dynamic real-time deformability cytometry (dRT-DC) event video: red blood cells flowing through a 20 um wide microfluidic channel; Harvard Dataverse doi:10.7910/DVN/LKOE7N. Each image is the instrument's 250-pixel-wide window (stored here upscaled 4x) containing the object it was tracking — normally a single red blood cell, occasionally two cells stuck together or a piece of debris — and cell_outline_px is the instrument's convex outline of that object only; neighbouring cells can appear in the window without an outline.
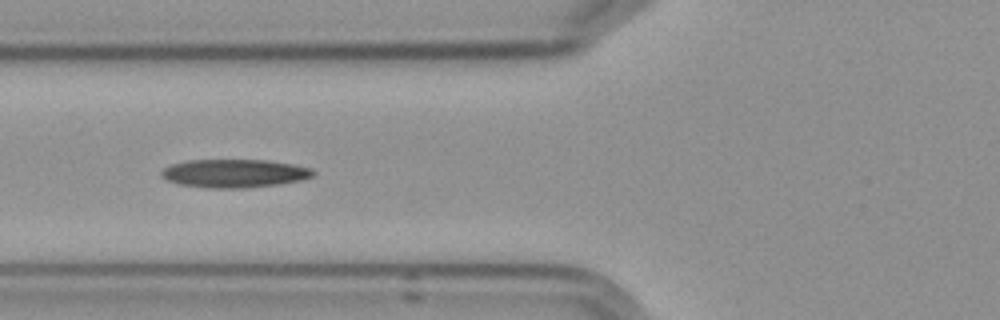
{"species": "Egyptian fruit bat (a non-hibernating species)", "species_latin": "Rousettus aegyptiacus", "temperature_condition": "cold", "stored_images_in_passage": 14, "camera_frame_rate_fps": 3000, "um_per_image_px": 0.085, "frame": {"image": 1, "passage_image": 5, "time_ms": 5.667, "image_size_px": [1000, 320], "cell_outline_px": [[316, 172], [312, 176], [300, 180], [280, 184], [244, 188], [204, 188], [180, 184], [168, 180], [160, 176], [160, 172], [164, 168], [172, 164], [188, 160], [264, 160], [292, 164], [312, 168]], "centroid_in_image_um": [19.91, 14.74], "position_along_channel_um": 105.9, "area_um2": 25.03}}
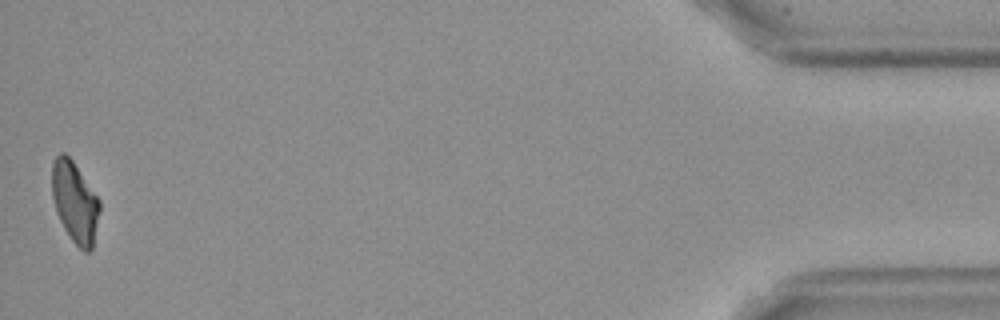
{"frame": {"image": 2, "passage_image": 14, "time_ms": 17.0, "image_size_px": [1000, 320], "cell_outline_px": [[100, 212], [92, 248], [88, 252], [84, 252], [72, 240], [64, 228], [56, 212], [52, 196], [52, 164], [56, 156], [60, 152], [64, 152], [72, 160], [100, 200]], "centroid_in_image_um": [6.36, 17.17], "position_along_channel_um": 428.8, "area_um2": 22.37}, "authors_computed_cell_mechanics": {"area_um2": 23.5535, "velocity_mm_per_s": 3.5937, "shape_relaxation_time_tau1_ms": null, "shape_relaxation_time_tau2_ms": 3.5918, "deformation_change_tau1": null, "deformation_change_tau2": 0.1049}}